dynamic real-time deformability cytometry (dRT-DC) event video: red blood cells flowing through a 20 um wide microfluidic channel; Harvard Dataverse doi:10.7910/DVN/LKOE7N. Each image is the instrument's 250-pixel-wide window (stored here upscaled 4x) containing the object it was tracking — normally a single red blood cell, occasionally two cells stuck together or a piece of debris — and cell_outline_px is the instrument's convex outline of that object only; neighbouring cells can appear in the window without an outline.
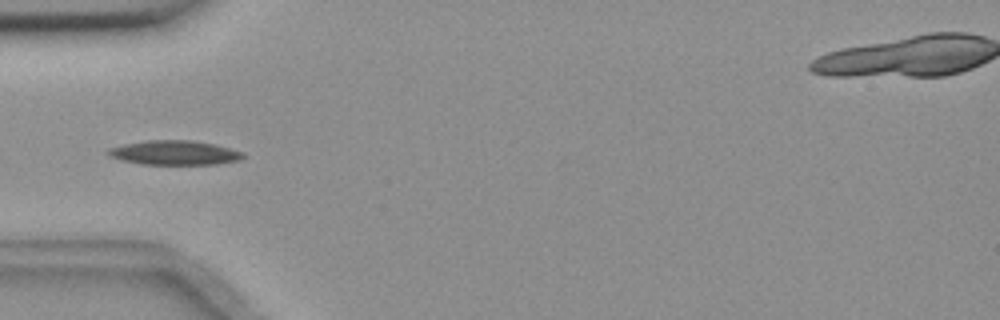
{"species": "common noctule bat (a hibernating species)", "species_latin": "Nyctalus noctula", "temperature_condition": "room temperature", "stored_images_in_passage": 8, "camera_frame_rate_fps": 3000, "um_per_image_px": 0.085, "animal": {"sex": "female", "body_mass_g": 18.4}, "frame": {"image": 1, "passage_image": 5, "time_ms": 1.333, "image_size_px": [1000, 320], "cell_outline_px": [[244, 156], [240, 160], [216, 164], [140, 164], [120, 160], [108, 156], [104, 152], [108, 148], [124, 144], [144, 140], [192, 140], [216, 144], [244, 152]], "centroid_in_image_um": [14.79, 12.97], "position_along_channel_um": 70.2, "area_um2": 19.42}}
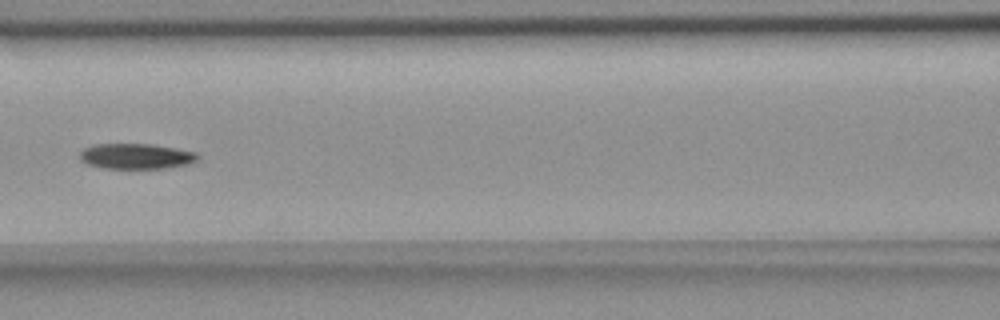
{"frame": {"image": 2, "passage_image": 7, "time_ms": 2.0, "image_size_px": [1000, 320], "cell_outline_px": [[200, 160], [188, 164], [164, 168], [104, 168], [88, 164], [80, 160], [80, 152], [84, 148], [92, 144], [152, 144], [176, 148], [196, 152], [200, 156]], "centroid_in_image_um": [11.6, 13.27], "position_along_channel_um": 155.0, "area_um2": 17.57}}
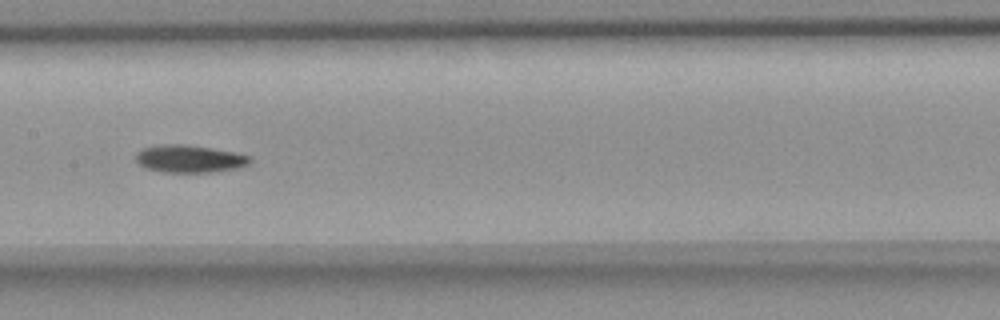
{"frame": {"image": 3, "passage_image": 8, "time_ms": 2.333, "image_size_px": [1000, 320], "cell_outline_px": [[252, 160], [248, 164], [240, 168], [212, 172], [164, 172], [144, 168], [136, 160], [136, 152], [144, 148], [156, 144], [184, 144], [212, 148], [236, 152], [252, 156]], "centroid_in_image_um": [16.13, 13.49], "position_along_channel_um": 191.3, "area_um2": 18.55}}